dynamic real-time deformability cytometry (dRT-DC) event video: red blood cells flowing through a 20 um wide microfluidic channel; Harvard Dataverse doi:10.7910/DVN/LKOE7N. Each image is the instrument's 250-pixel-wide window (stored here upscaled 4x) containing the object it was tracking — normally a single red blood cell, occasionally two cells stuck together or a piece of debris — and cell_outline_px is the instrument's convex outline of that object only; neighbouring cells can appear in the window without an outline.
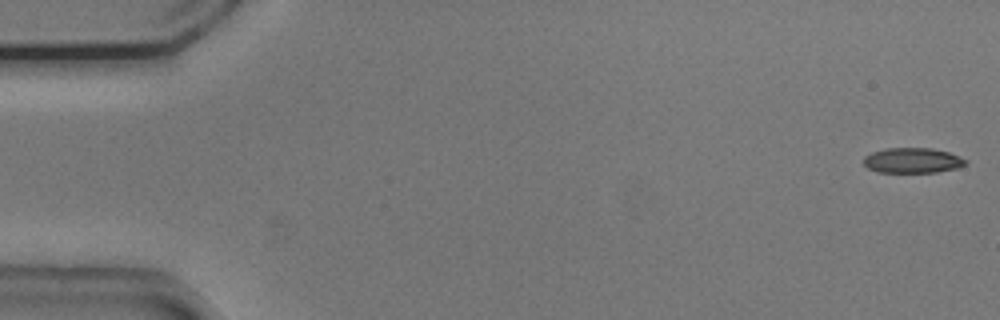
{"species": "common noctule bat (a hibernating species)", "species_latin": "Nyctalus noctula", "temperature_condition": "cold", "stored_images_in_passage": 10, "camera_frame_rate_fps": 3000, "um_per_image_px": 0.085, "animal": {"sex": "male", "body_mass_g": 20.5, "forearm_length_mm": 52.5}, "frame": {"image": 1, "passage_image": 1, "time_ms": 0.0, "image_size_px": [1000, 320], "cell_outline_px": [[968, 160], [964, 164], [956, 168], [936, 172], [876, 172], [868, 168], [864, 164], [864, 156], [872, 152], [884, 148], [932, 148], [948, 152]], "centroid_in_image_um": [77.53, 13.63], "position_along_channel_um": 7.5, "area_um2": 14.91}}